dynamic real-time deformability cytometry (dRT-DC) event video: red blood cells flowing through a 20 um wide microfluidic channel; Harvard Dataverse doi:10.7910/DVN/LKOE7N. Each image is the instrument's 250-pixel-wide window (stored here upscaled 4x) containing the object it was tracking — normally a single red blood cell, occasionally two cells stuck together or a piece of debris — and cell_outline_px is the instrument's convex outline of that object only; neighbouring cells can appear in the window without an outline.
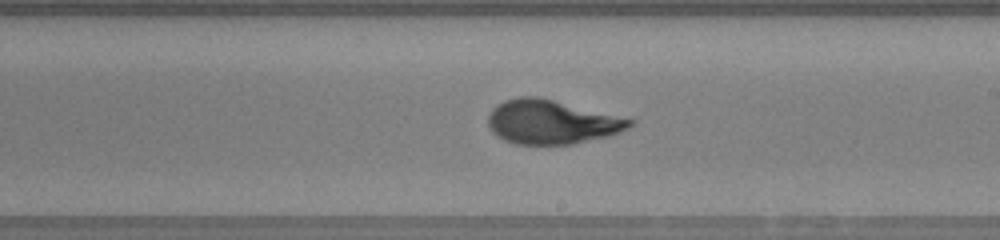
{"species": "human", "species_latin": "Homo sapiens", "temperature_condition": "warm", "stored_images_in_passage": 32, "camera_frame_rate_fps": 3000, "um_per_image_px": 0.085, "donor": {"sex": "female"}, "frame": {"image": 1, "passage_image": 17, "time_ms": 5.333, "image_size_px": [1000, 240], "cell_outline_px": [[636, 120], [628, 128], [620, 132], [608, 136], [572, 144], [516, 144], [504, 140], [492, 132], [488, 124], [488, 116], [492, 108], [504, 100], [520, 96], [536, 96]], "centroid_in_image_um": [46.86, 10.37], "position_along_channel_um": 242.1, "area_um2": 36.07}}
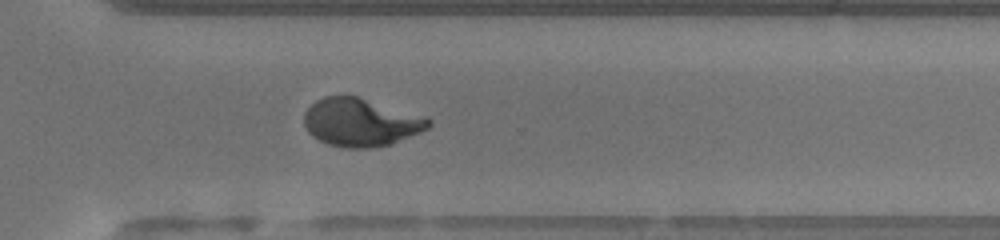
{"frame": {"image": 2, "passage_image": 24, "time_ms": 7.667, "image_size_px": [1000, 240], "cell_outline_px": [[432, 124], [428, 128], [420, 132], [392, 144], [372, 148], [344, 148], [328, 144], [312, 136], [308, 132], [304, 124], [304, 112], [316, 100], [324, 96], [356, 96], [428, 116], [432, 120]], "centroid_in_image_um": [30.69, 10.4], "position_along_channel_um": 339.9, "area_um2": 35.14}}
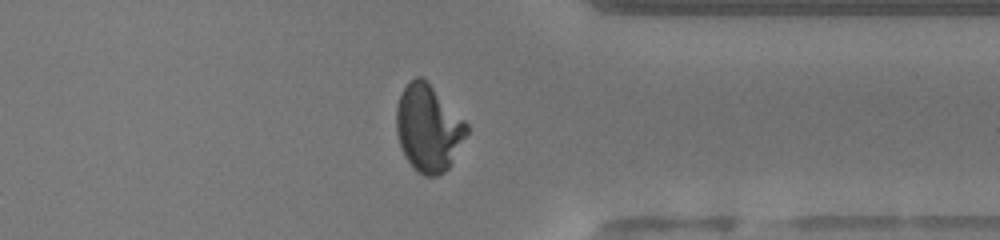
{"frame": {"image": 3, "passage_image": 27, "time_ms": 8.667, "image_size_px": [1000, 240], "cell_outline_px": [[468, 132], [448, 168], [444, 172], [436, 176], [424, 176], [404, 156], [400, 148], [396, 132], [396, 108], [400, 96], [404, 88], [416, 76], [420, 76], [468, 124]], "centroid_in_image_um": [36.38, 10.92], "position_along_channel_um": 375.0, "area_um2": 34.74}, "authors_computed_cell_mechanics": {"area_um2": 36.0094, "velocity_mm_per_s": 4.1951, "shape_relaxation_time_tau1_ms": 7.3234, "shape_relaxation_time_tau2_ms": 0.7386, "deformation_change_tau1": 0.3515, "deformation_change_tau2": 0.0603}}